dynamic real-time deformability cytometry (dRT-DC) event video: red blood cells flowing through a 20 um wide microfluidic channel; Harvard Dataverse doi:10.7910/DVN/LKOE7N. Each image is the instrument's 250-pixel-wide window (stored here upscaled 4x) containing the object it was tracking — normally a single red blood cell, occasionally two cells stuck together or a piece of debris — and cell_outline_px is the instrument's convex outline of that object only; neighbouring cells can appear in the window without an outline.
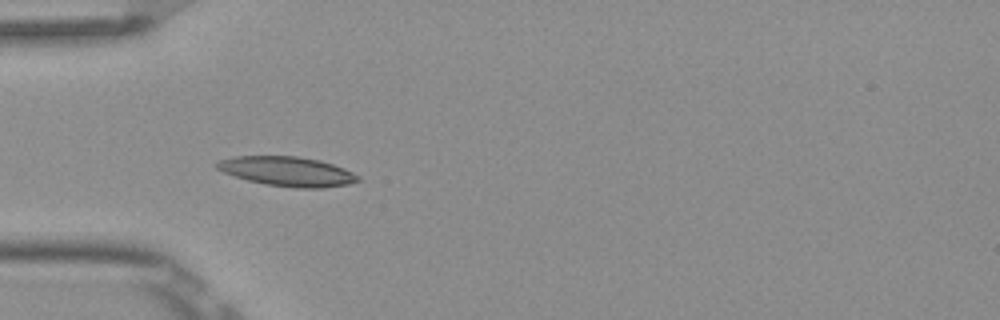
{"species": "Egyptian fruit bat (a non-hibernating species)", "species_latin": "Rousettus aegyptiacus", "temperature_condition": "room temperature", "stored_images_in_passage": 8, "camera_frame_rate_fps": 3000, "um_per_image_px": 0.085, "frame": {"image": 1, "passage_image": 4, "time_ms": 1.0, "image_size_px": [1000, 320], "cell_outline_px": [[360, 180], [348, 184], [324, 188], [296, 188], [264, 184], [248, 180], [224, 172], [216, 168], [216, 164], [220, 160], [232, 156], [296, 156], [320, 160], [344, 168], [360, 176]], "centroid_in_image_um": [24.44, 14.57], "position_along_channel_um": 60.6, "area_um2": 24.22}}
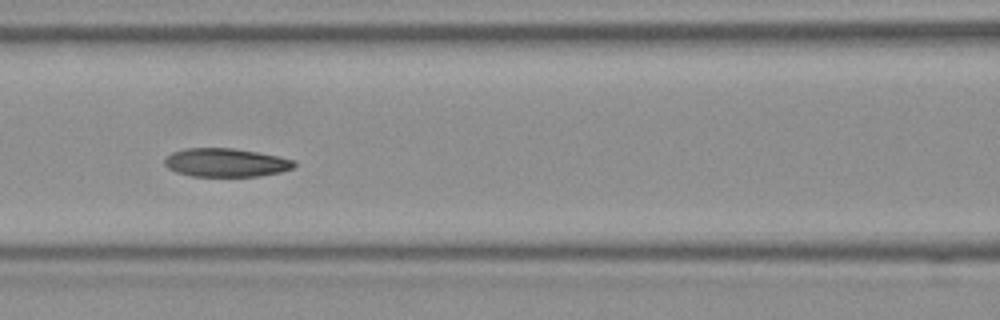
{"frame": {"image": 2, "passage_image": 6, "time_ms": 1.667, "image_size_px": [1000, 320], "cell_outline_px": [[296, 164], [292, 168], [280, 172], [260, 176], [192, 176], [176, 172], [168, 168], [164, 164], [164, 160], [172, 152], [184, 148], [232, 148], [280, 156], [296, 160]], "centroid_in_image_um": [19.21, 13.82], "position_along_channel_um": 147.4, "area_um2": 21.56}}
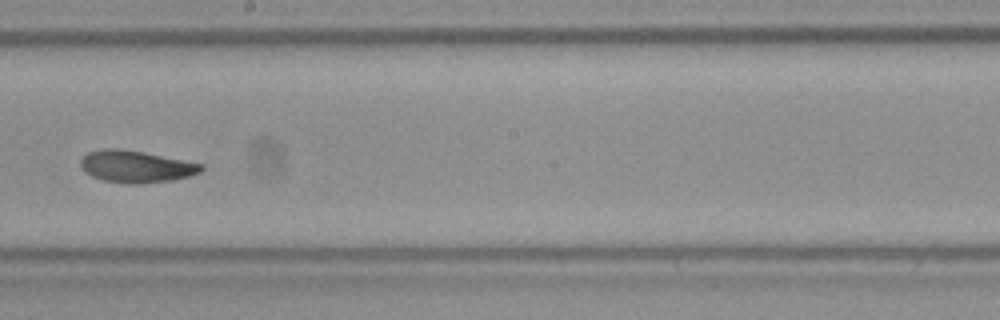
{"frame": {"image": 3, "passage_image": 8, "time_ms": 2.333, "image_size_px": [1000, 320], "cell_outline_px": [[204, 168], [200, 172], [188, 176], [172, 180], [136, 184], [128, 184], [104, 180], [92, 176], [80, 164], [80, 160], [88, 152], [104, 148], [120, 148], [144, 152], [204, 164]], "centroid_in_image_um": [11.58, 14.14], "position_along_channel_um": 236.6, "area_um2": 22.31}}